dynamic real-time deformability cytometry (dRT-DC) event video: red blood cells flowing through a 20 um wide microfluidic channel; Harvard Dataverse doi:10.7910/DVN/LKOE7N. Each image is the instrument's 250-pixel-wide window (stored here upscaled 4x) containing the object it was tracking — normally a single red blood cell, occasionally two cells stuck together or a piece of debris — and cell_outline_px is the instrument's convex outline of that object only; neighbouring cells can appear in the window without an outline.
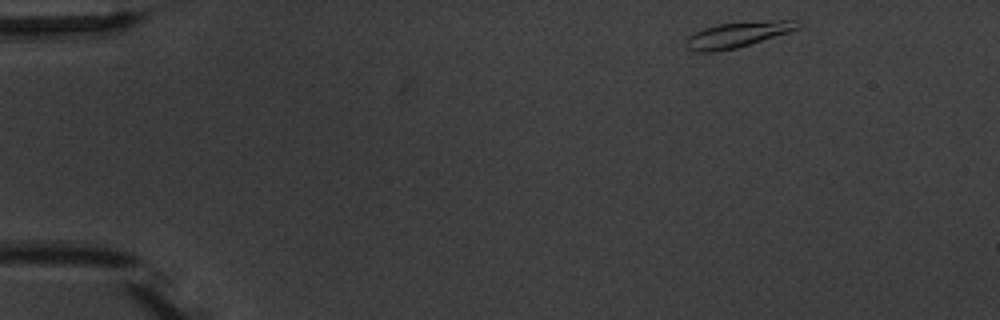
{"species": "common noctule bat (a hibernating species)", "species_latin": "Nyctalus noctula", "temperature_condition": "warm", "stored_images_in_passage": 4, "camera_frame_rate_fps": 3000, "um_per_image_px": 0.085, "animal": {"sex": "male", "body_mass_g": 20.1, "forearm_length_mm": 53.5}, "frame": {"image": 1, "passage_image": 1, "time_ms": 0.0, "image_size_px": [1000, 320], "cell_outline_px": [[804, 24], [800, 28], [788, 32], [736, 48], [716, 52], [696, 52], [688, 48], [688, 36], [704, 28], [716, 24], [776, 20], [800, 20]], "centroid_in_image_um": [62.76, 2.93], "position_along_channel_um": 22.2, "area_um2": 16.42}}